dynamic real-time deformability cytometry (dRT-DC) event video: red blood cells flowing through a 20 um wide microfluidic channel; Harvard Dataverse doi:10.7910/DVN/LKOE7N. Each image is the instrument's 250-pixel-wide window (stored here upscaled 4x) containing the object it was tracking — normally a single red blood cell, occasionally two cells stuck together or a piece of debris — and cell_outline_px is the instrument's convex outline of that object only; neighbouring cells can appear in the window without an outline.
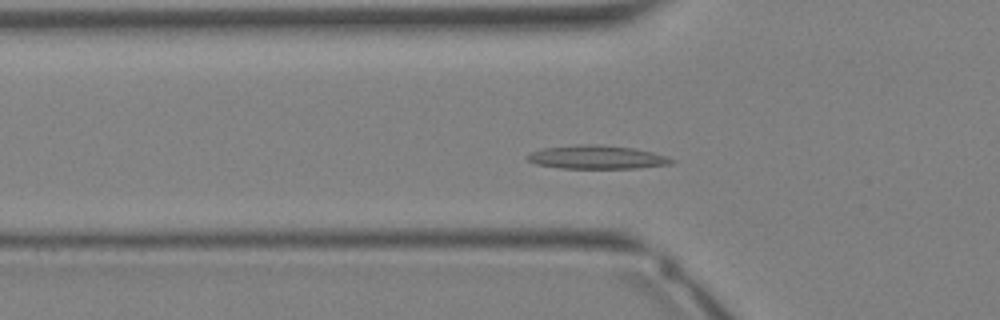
{"species": "Egyptian fruit bat (a non-hibernating species)", "species_latin": "Rousettus aegyptiacus", "temperature_condition": "warm", "stored_images_in_passage": 33, "camera_frame_rate_fps": 3000, "um_per_image_px": 0.085, "animal": {"sex": "female"}, "frame": {"image": 1, "passage_image": 10, "time_ms": 3.0, "image_size_px": [1000, 320], "cell_outline_px": [[676, 160], [672, 164], [636, 168], [560, 168], [536, 164], [528, 160], [528, 156], [532, 152], [544, 148], [580, 144], [600, 144], [636, 148], [652, 152]], "centroid_in_image_um": [50.77, 13.36], "position_along_channel_um": 75.0, "area_um2": 19.65}}
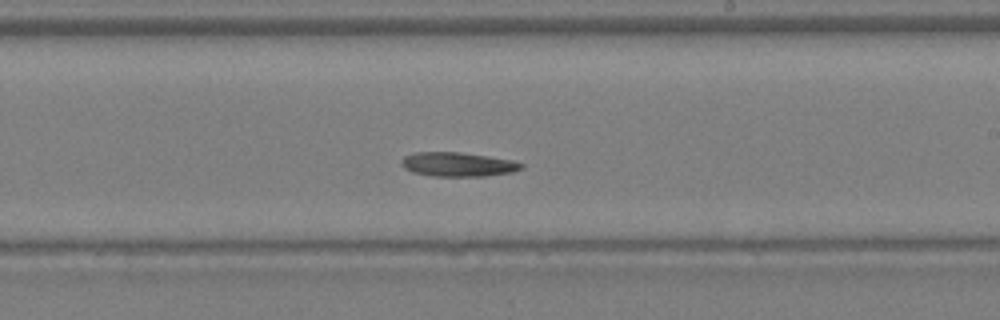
{"frame": {"image": 2, "passage_image": 19, "time_ms": 6.0, "image_size_px": [1000, 320], "cell_outline_px": [[524, 168], [512, 172], [488, 176], [432, 176], [412, 172], [404, 168], [400, 164], [400, 160], [404, 156], [416, 152], [460, 152], [488, 156], [512, 160], [524, 164]], "centroid_in_image_um": [38.91, 13.97], "position_along_channel_um": 250.1, "area_um2": 17.05}}
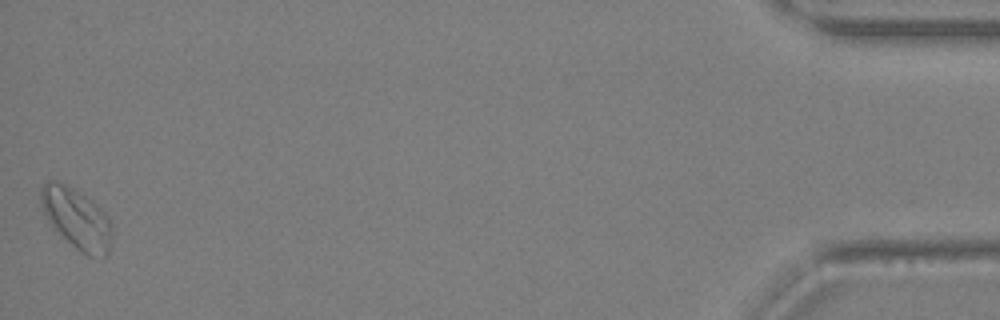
{"frame": {"image": 3, "passage_image": 33, "time_ms": 10.667, "image_size_px": [1000, 320], "cell_outline_px": [[112, 232], [108, 256], [88, 256], [80, 252], [52, 228], [44, 216], [40, 204], [40, 188], [48, 180], [56, 180], [72, 188], [92, 200], [108, 216], [112, 224]], "centroid_in_image_um": [6.49, 18.58], "position_along_channel_um": 428.7, "area_um2": 25.43}}